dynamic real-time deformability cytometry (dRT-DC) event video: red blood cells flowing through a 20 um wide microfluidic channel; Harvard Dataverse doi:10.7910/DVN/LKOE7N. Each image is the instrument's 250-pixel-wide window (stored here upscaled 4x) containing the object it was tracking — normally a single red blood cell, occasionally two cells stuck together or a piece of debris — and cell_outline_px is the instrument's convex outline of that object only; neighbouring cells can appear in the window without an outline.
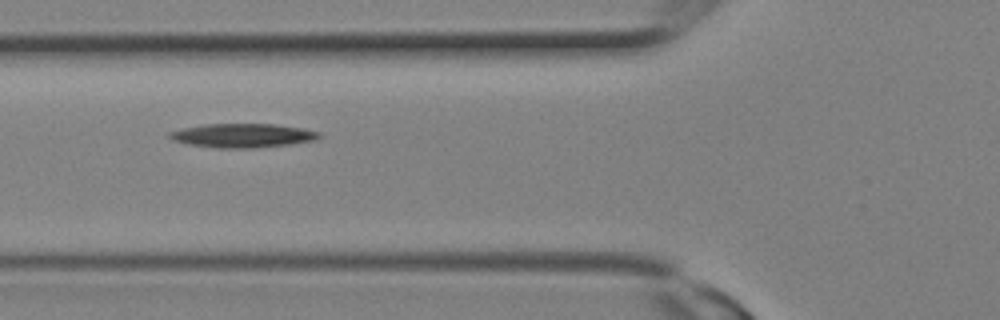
{"species": "Egyptian fruit bat (a non-hibernating species)", "species_latin": "Rousettus aegyptiacus", "temperature_condition": "room temperature", "stored_images_in_passage": 4, "camera_frame_rate_fps": 3000, "um_per_image_px": 0.085, "animal": {"sex": "female"}, "frame": {"image": 1, "passage_image": 3, "time_ms": 0.667, "image_size_px": [1000, 320], "cell_outline_px": [[324, 136], [316, 140], [292, 144], [256, 148], [216, 148], [188, 144], [172, 140], [168, 136], [168, 132], [184, 128], [204, 124], [272, 124], [300, 128], [320, 132]], "centroid_in_image_um": [20.64, 11.53], "position_along_channel_um": 105.2, "area_um2": 20.98}}
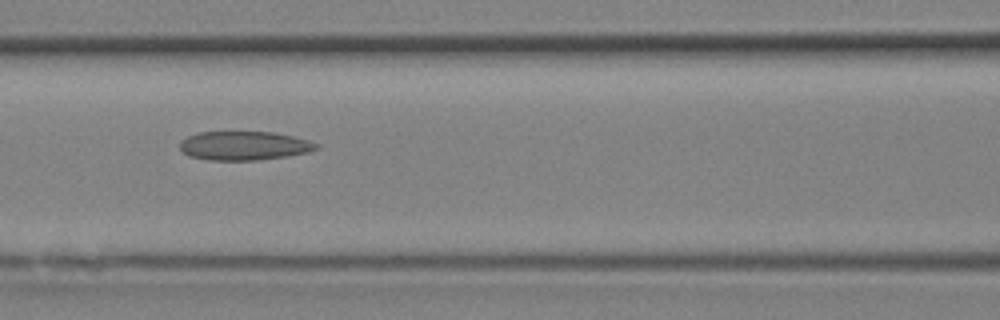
{"frame": {"image": 2, "passage_image": 4, "time_ms": 1.0, "image_size_px": [1000, 320], "cell_outline_px": [[320, 144], [316, 148], [308, 152], [288, 156], [256, 160], [208, 160], [188, 156], [180, 148], [180, 140], [196, 132], [272, 132], [292, 136], [308, 140]], "centroid_in_image_um": [20.72, 12.38], "position_along_channel_um": 145.9, "area_um2": 22.95}}